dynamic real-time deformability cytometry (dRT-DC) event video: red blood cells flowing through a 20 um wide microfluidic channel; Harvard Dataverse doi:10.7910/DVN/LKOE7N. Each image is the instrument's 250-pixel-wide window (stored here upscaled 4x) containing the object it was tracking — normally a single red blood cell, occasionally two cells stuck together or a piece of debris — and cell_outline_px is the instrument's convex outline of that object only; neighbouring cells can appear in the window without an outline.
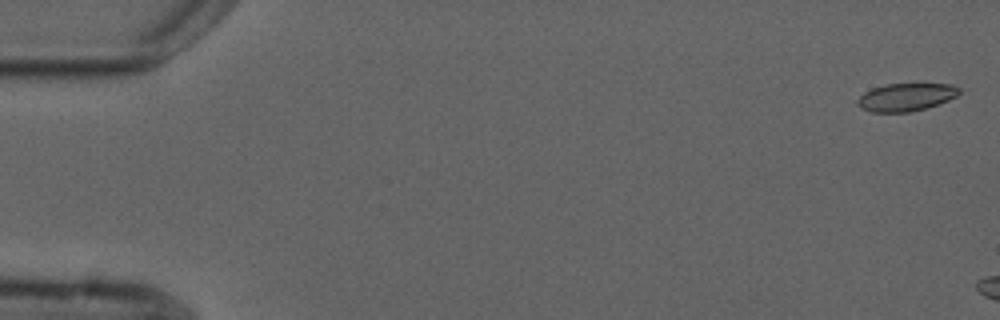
{"species": "common noctule bat (a hibernating species)", "species_latin": "Nyctalus noctula", "temperature_condition": "cold", "stored_images_in_passage": 9, "camera_frame_rate_fps": 3000, "um_per_image_px": 0.085, "animal": {"sex": "male", "forearm_length_mm": 52.5}, "frame": {"image": 1, "passage_image": 1, "time_ms": 0.0, "image_size_px": [1000, 320], "cell_outline_px": [[960, 92], [956, 96], [948, 100], [912, 112], [872, 112], [860, 108], [856, 104], [856, 100], [864, 92], [872, 88], [888, 84], [952, 84], [960, 88]], "centroid_in_image_um": [76.97, 8.26], "position_along_channel_um": 8.0, "area_um2": 16.42}}
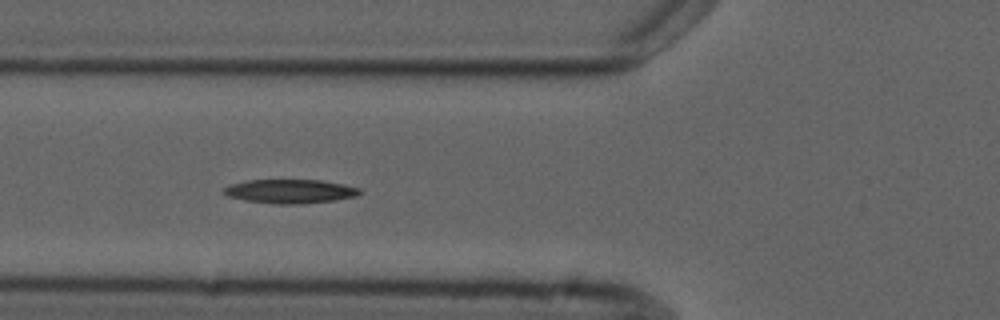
{"frame": {"image": 2, "passage_image": 7, "time_ms": 8.333, "image_size_px": [1000, 320], "cell_outline_px": [[364, 192], [356, 196], [332, 200], [300, 204], [276, 204], [244, 200], [228, 196], [220, 192], [224, 188], [232, 184], [248, 180], [320, 180], [344, 184], [360, 188]], "centroid_in_image_um": [24.66, 16.26], "position_along_channel_um": 101.1, "area_um2": 18.96}}
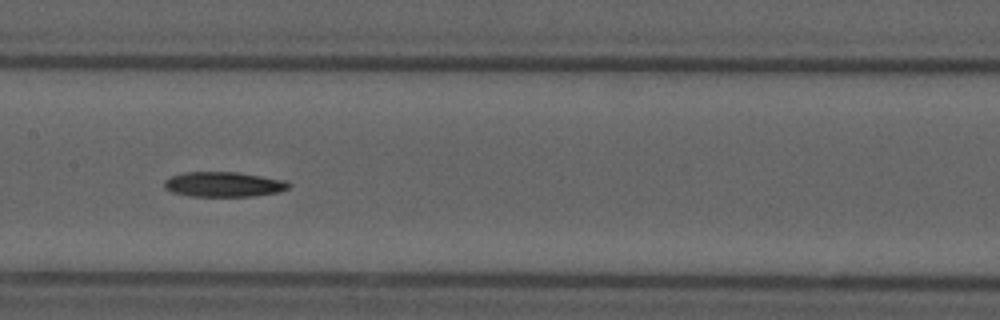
{"frame": {"image": 3, "passage_image": 9, "time_ms": 10.667, "image_size_px": [1000, 320], "cell_outline_px": [[292, 184], [288, 188], [280, 192], [252, 196], [192, 196], [172, 192], [164, 188], [164, 180], [172, 176], [184, 172], [236, 172], [284, 180]], "centroid_in_image_um": [19.0, 15.67], "position_along_channel_um": 188.4, "area_um2": 18.03}}